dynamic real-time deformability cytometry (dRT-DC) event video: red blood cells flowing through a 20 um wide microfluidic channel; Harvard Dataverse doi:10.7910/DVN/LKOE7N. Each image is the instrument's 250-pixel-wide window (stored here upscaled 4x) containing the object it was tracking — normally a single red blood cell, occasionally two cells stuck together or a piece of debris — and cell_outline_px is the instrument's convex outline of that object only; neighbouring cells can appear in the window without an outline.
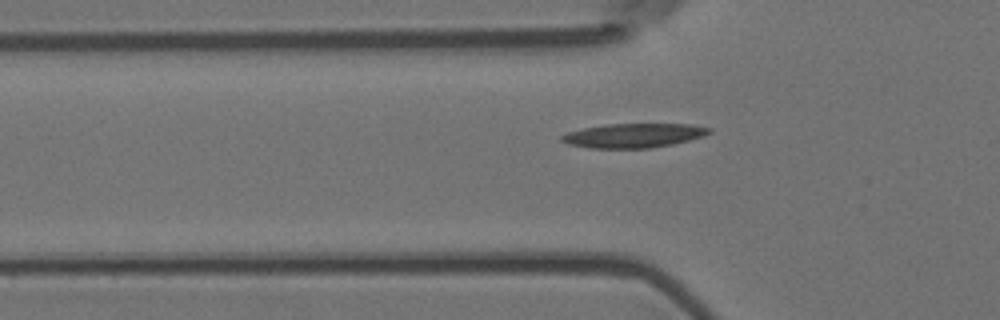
{"species": "Egyptian fruit bat (a non-hibernating species)", "species_latin": "Rousettus aegyptiacus", "temperature_condition": "room temperature", "stored_images_in_passage": 5, "segment_of_instrument_passage": [2, 2], "camera_frame_rate_fps": 3000, "um_per_image_px": 0.085, "animal": {"sex": "female"}, "frame": {"image": 1, "passage_image": 5, "time_ms": 1.333, "image_size_px": [1000, 320], "cell_outline_px": [[712, 132], [704, 136], [672, 144], [648, 148], [592, 148], [568, 144], [560, 140], [560, 136], [568, 132], [584, 128], [604, 124], [692, 124], [712, 128]], "centroid_in_image_um": [53.87, 11.51], "position_along_channel_um": 71.9, "area_um2": 20.81}}